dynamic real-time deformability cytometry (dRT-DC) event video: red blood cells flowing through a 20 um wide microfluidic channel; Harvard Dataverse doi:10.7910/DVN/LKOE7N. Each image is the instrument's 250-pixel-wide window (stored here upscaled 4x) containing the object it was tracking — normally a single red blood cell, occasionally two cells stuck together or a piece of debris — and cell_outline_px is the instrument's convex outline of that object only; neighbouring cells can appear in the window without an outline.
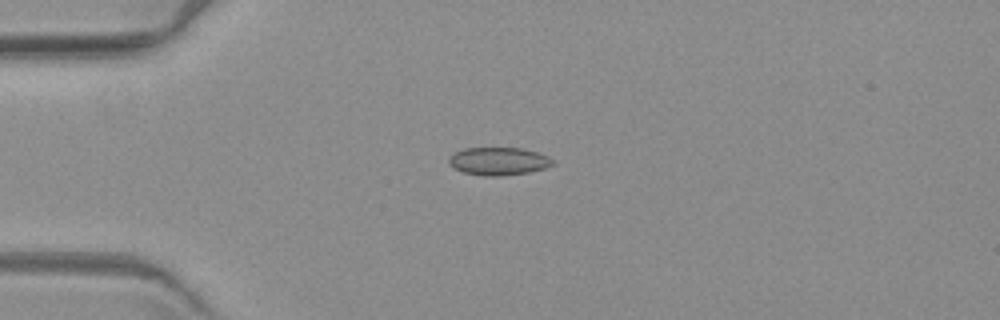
{"species": "common noctule bat (a hibernating species)", "species_latin": "Nyctalus noctula", "temperature_condition": "warm", "stored_images_in_passage": 6, "camera_frame_rate_fps": 3000, "um_per_image_px": 0.085, "animal": {"sex": "female", "body_mass_g": 19.3, "forearm_length_mm": 54.1}, "frame": {"image": 1, "passage_image": 4, "time_ms": 3.333, "image_size_px": [1000, 320], "cell_outline_px": [[556, 164], [544, 168], [528, 172], [500, 176], [484, 176], [464, 172], [452, 168], [448, 164], [448, 156], [464, 148], [520, 148], [536, 152], [548, 156], [556, 160]], "centroid_in_image_um": [42.37, 13.7], "position_along_channel_um": 42.6, "area_um2": 16.99}}
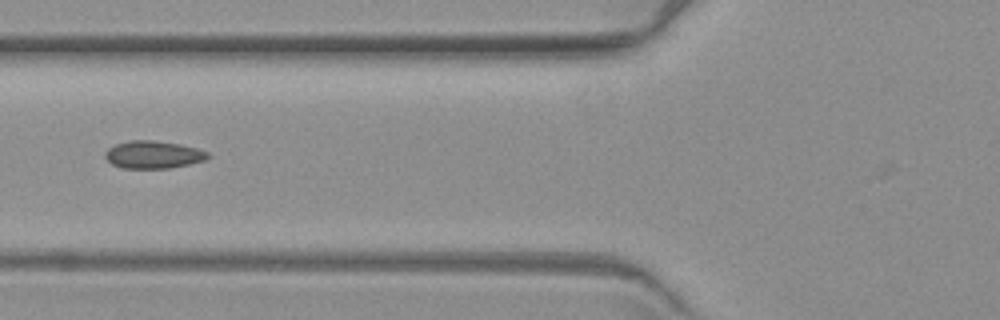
{"frame": {"image": 2, "passage_image": 6, "time_ms": 6.0, "image_size_px": [1000, 320], "cell_outline_px": [[212, 156], [204, 160], [188, 164], [168, 168], [120, 168], [112, 164], [104, 156], [104, 152], [108, 148], [116, 144], [132, 140], [152, 140], [180, 144], [196, 148], [208, 152]], "centroid_in_image_um": [13.01, 13.14], "position_along_channel_um": 112.8, "area_um2": 16.47}}